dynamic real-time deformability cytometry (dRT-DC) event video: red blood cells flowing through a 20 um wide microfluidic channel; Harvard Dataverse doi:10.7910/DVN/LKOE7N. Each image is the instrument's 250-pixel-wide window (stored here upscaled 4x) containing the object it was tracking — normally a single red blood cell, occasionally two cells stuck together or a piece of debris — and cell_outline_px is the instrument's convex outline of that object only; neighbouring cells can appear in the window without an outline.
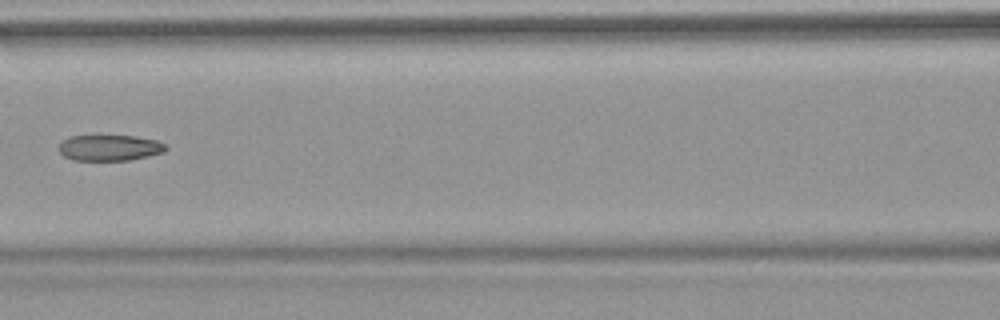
{"species": "common noctule bat (a hibernating species)", "species_latin": "Nyctalus noctula", "temperature_condition": "warm", "stored_images_in_passage": 8, "camera_frame_rate_fps": 3000, "um_per_image_px": 0.085, "animal": {"sex": "female", "body_mass_g": 18.4}, "frame": {"image": 1, "passage_image": 8, "time_ms": 8.0, "image_size_px": [1000, 320], "cell_outline_px": [[168, 148], [164, 152], [148, 156], [128, 160], [72, 160], [64, 156], [60, 152], [60, 144], [68, 136], [92, 132], [136, 136], [156, 140], [168, 144]], "centroid_in_image_um": [9.31, 12.49], "position_along_channel_um": 157.3, "area_um2": 17.11}}